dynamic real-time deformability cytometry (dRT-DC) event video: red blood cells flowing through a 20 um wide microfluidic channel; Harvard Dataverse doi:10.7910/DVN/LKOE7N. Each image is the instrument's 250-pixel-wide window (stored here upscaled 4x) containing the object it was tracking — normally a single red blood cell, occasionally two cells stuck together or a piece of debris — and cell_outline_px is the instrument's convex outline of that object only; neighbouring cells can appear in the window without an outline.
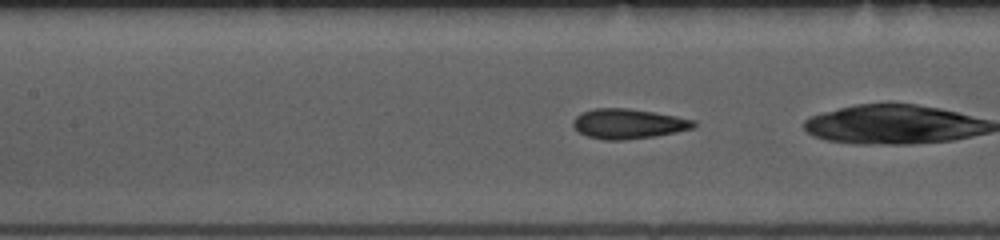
{"species": "common noctule bat (a hibernating species)", "species_latin": "Nyctalus noctula", "temperature_condition": "room temperature", "stored_images_in_passage": 39, "camera_frame_rate_fps": 3000, "um_per_image_px": 0.085, "animal": {"sex": "female", "body_mass_g": 10.0, "forearm_length_mm": 53.1}, "frame": {"image": 1, "passage_image": 21, "time_ms": 6.667, "image_size_px": [1000, 240], "cell_outline_px": [[696, 128], [656, 136], [624, 140], [604, 140], [588, 136], [580, 132], [572, 124], [572, 120], [580, 112], [596, 108], [628, 108], [676, 116], [696, 120]], "centroid_in_image_um": [53.42, 10.52], "position_along_channel_um": 154.0, "area_um2": 21.1}}